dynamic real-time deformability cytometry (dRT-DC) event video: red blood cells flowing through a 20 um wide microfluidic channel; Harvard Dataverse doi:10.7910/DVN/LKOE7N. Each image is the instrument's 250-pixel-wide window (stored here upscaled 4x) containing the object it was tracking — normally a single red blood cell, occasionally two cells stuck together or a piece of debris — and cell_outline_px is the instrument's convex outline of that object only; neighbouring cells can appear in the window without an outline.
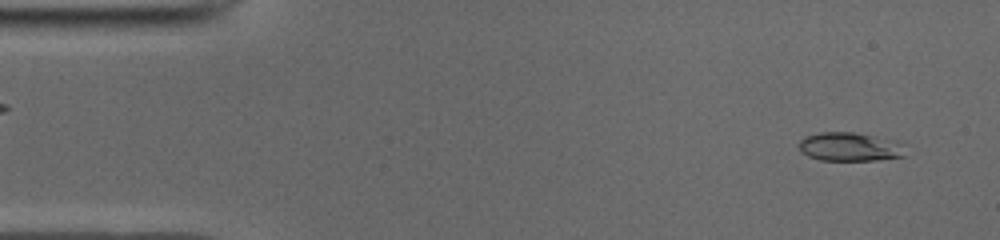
{"species": "common noctule bat (a hibernating species)", "species_latin": "Nyctalus noctula", "temperature_condition": "cold", "stored_images_in_passage": 49, "camera_frame_rate_fps": 3000, "um_per_image_px": 0.085, "animal": {"sex": "male", "body_mass_g": 19.0, "forearm_length_mm": 50.8}, "frame": {"image": 1, "passage_image": 2, "time_ms": 0.333, "image_size_px": [1000, 240], "cell_outline_px": [[904, 156], [876, 160], [820, 160], [808, 156], [800, 152], [800, 140], [804, 136], [820, 132], [856, 132], [900, 140], [904, 144]], "centroid_in_image_um": [72.27, 12.46], "position_along_channel_um": 12.7, "area_um2": 18.15}}
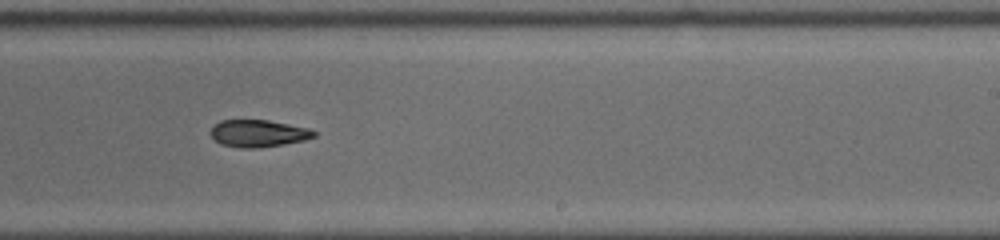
{"frame": {"image": 2, "passage_image": 29, "time_ms": 9.333, "image_size_px": [1000, 240], "cell_outline_px": [[316, 136], [304, 140], [284, 144], [256, 148], [240, 148], [220, 144], [212, 136], [212, 124], [220, 120], [268, 120], [308, 128], [316, 132]], "centroid_in_image_um": [21.94, 11.33], "position_along_channel_um": 267.1, "area_um2": 16.3}}
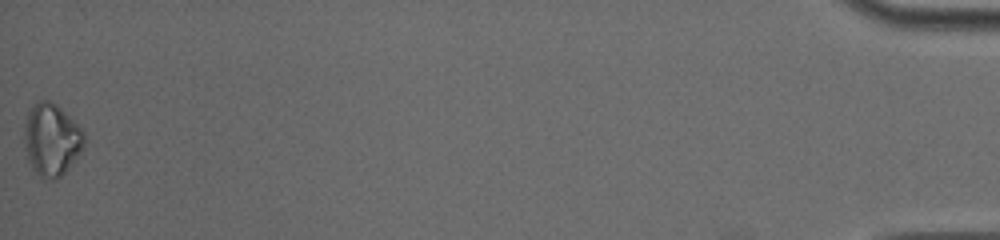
{"frame": {"image": 3, "passage_image": 49, "time_ms": 16.0, "image_size_px": [1000, 240], "cell_outline_px": [[84, 144], [80, 152], [68, 168], [60, 176], [52, 180], [40, 180], [32, 168], [28, 160], [24, 144], [24, 124], [28, 112], [40, 100], [48, 100], [56, 104], [84, 132]], "centroid_in_image_um": [4.35, 11.91], "position_along_channel_um": 430.9, "area_um2": 25.03}}